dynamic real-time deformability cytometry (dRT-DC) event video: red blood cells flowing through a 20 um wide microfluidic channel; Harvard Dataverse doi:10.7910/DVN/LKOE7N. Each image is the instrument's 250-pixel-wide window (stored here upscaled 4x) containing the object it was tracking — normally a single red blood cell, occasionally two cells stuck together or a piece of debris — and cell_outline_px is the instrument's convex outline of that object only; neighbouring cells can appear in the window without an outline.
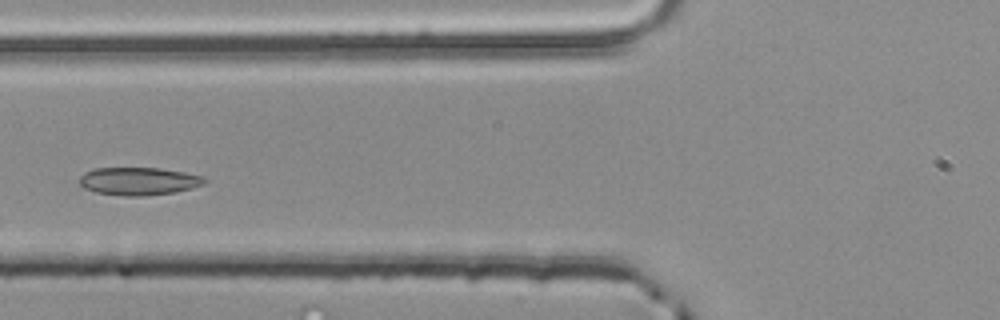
{"species": "common noctule bat (a hibernating species)", "species_latin": "Nyctalus noctula", "temperature_condition": "room temperature", "stored_images_in_passage": 4, "camera_frame_rate_fps": 3000, "um_per_image_px": 0.085, "animal": {"sex": "male", "body_mass_g": 20.4}, "frame": {"image": 1, "passage_image": 4, "time_ms": 1.0, "image_size_px": [1000, 320], "cell_outline_px": [[208, 180], [204, 184], [192, 188], [176, 192], [144, 196], [124, 196], [96, 192], [84, 188], [80, 184], [80, 176], [84, 172], [96, 168], [160, 168], [184, 172], [204, 176]], "centroid_in_image_um": [11.82, 15.4], "position_along_channel_um": 114.0, "area_um2": 20.4}}